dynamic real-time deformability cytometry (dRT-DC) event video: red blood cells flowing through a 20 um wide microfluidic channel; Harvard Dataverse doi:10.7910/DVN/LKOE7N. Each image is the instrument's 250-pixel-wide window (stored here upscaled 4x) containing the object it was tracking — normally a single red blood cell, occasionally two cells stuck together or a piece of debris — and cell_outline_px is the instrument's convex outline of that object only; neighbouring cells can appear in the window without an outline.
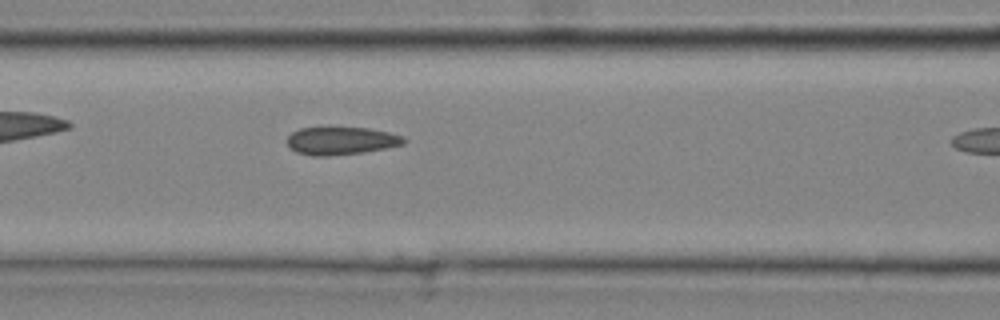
{"species": "common noctule bat (a hibernating species)", "species_latin": "Nyctalus noctula", "temperature_condition": "cold", "stored_images_in_passage": 11, "camera_frame_rate_fps": 3000, "um_per_image_px": 0.085, "animal": {"sex": "male", "body_mass_g": 20.4}, "frame": {"image": 1, "passage_image": 10, "time_ms": 3.0, "image_size_px": [1000, 320], "cell_outline_px": [[408, 140], [404, 144], [364, 152], [328, 156], [312, 156], [296, 152], [288, 144], [288, 136], [292, 132], [300, 128], [368, 128], [388, 132], [404, 136]], "centroid_in_image_um": [29.02, 11.97], "position_along_channel_um": 137.6, "area_um2": 18.79}}